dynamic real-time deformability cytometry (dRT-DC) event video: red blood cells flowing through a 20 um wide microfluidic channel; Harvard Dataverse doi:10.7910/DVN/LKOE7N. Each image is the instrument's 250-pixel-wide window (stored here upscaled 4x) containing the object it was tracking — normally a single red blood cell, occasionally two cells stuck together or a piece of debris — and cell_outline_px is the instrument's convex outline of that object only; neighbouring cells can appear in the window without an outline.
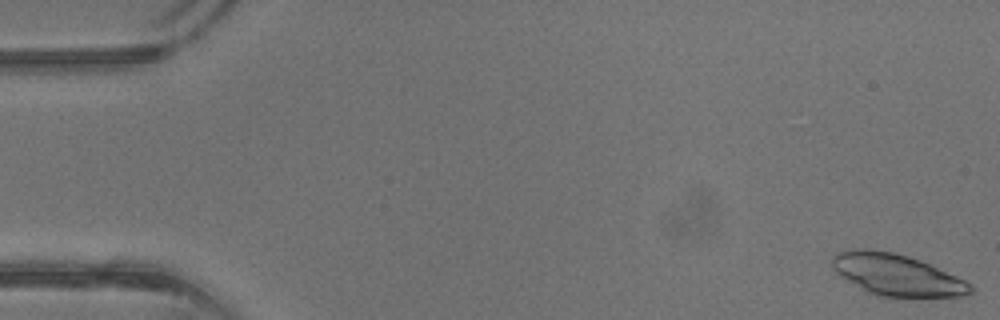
{"species": "common noctule bat (a hibernating species)", "species_latin": "Nyctalus noctula", "temperature_condition": "warm", "stored_images_in_passage": 18, "camera_frame_rate_fps": 3000, "um_per_image_px": 0.085, "animal": {"sex": "male", "body_mass_g": 13.3}, "frame": {"image": 1, "passage_image": 1, "time_ms": 0.0, "image_size_px": [1000, 320], "cell_outline_px": [[972, 292], [956, 296], [892, 300], [888, 300], [864, 292], [844, 280], [836, 272], [832, 264], [832, 256], [836, 252], [856, 248], [868, 248], [892, 252], [908, 256], [920, 260], [964, 280], [972, 284]], "centroid_in_image_um": [76.15, 23.41], "position_along_channel_um": 8.8, "area_um2": 34.62}}
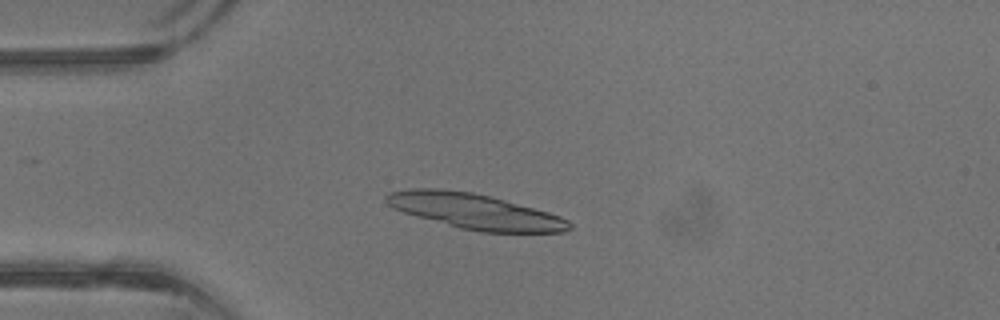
{"frame": {"image": 2, "passage_image": 11, "time_ms": 3.333, "image_size_px": [1000, 320], "cell_outline_px": [[572, 228], [564, 232], [480, 232], [460, 228], [416, 216], [392, 208], [384, 200], [384, 196], [388, 192], [408, 188], [436, 188], [472, 192], [492, 196], [548, 212], [560, 216], [568, 220], [572, 224]], "centroid_in_image_um": [40.34, 17.95], "position_along_channel_um": 44.7, "area_um2": 37.8}}